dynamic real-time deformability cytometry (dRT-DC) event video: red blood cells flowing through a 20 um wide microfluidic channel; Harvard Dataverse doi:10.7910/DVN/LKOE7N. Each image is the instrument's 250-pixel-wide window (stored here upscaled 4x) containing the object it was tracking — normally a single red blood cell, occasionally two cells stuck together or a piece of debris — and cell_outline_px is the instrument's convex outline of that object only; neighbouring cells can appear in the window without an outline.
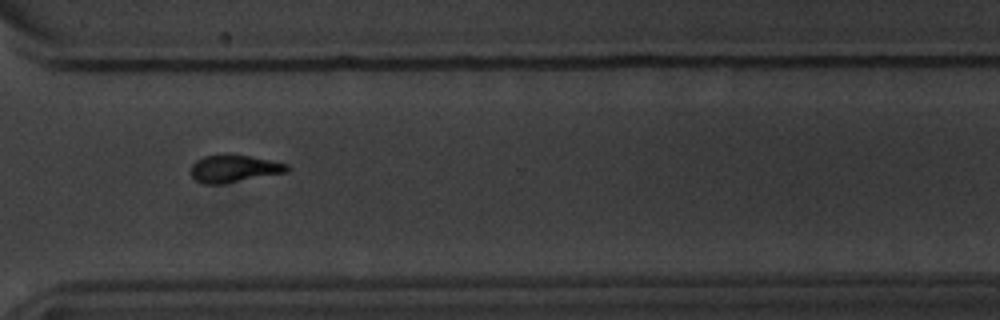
{"species": "common noctule bat (a hibernating species)", "species_latin": "Nyctalus noctula", "temperature_condition": "warm", "stored_images_in_passage": 18, "camera_frame_rate_fps": 3000, "um_per_image_px": 0.085, "animal": {"sex": "male", "body_mass_g": 20.1, "forearm_length_mm": 53.5}, "frame": {"image": 1, "passage_image": 13, "time_ms": 13.667, "image_size_px": [1000, 320], "cell_outline_px": [[292, 168], [288, 172], [220, 184], [204, 184], [196, 180], [192, 176], [192, 164], [196, 160], [204, 156], [248, 156], [288, 164]], "centroid_in_image_um": [19.92, 14.35], "position_along_channel_um": 350.7, "area_um2": 14.85}}
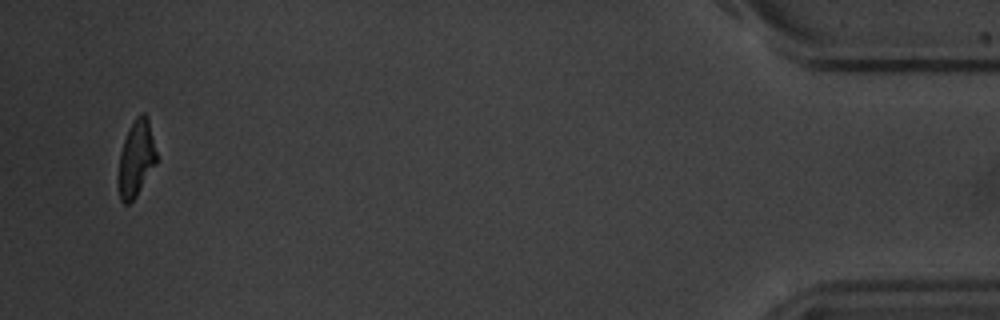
{"frame": {"image": 2, "passage_image": 18, "time_ms": 20.667, "image_size_px": [1000, 320], "cell_outline_px": [[156, 164], [136, 196], [128, 204], [124, 204], [120, 200], [116, 184], [116, 180], [120, 152], [124, 140], [136, 116], [140, 112], [144, 112], [148, 116], [156, 152]], "centroid_in_image_um": [11.54, 13.51], "position_along_channel_um": 423.7, "area_um2": 17.17}}